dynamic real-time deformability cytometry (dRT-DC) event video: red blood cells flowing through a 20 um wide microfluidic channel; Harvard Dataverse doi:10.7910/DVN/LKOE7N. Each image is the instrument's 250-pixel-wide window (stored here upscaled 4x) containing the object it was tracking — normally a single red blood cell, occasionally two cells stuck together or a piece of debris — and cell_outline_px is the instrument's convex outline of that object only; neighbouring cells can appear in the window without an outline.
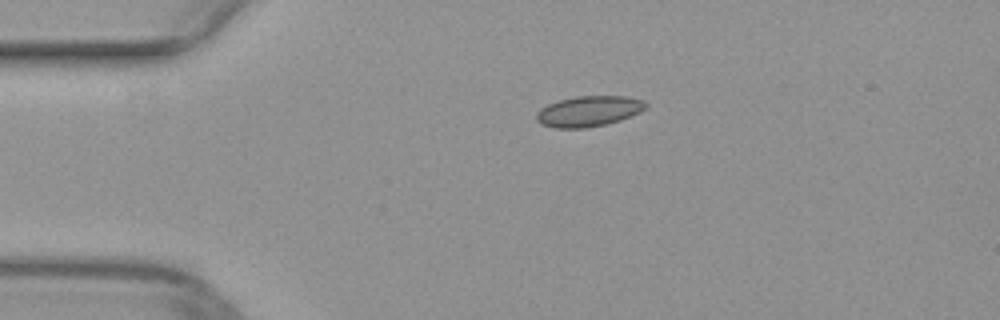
{"species": "common noctule bat (a hibernating species)", "species_latin": "Nyctalus noctula", "temperature_condition": "warm", "stored_images_in_passage": 41, "camera_frame_rate_fps": 3000, "um_per_image_px": 0.085, "animal": {"sex": "female", "body_mass_g": 29.2, "forearm_length_mm": 56.3}, "frame": {"image": 1, "passage_image": 1, "time_ms": 0.0, "image_size_px": [1000, 320], "cell_outline_px": [[648, 104], [640, 112], [620, 120], [604, 124], [584, 128], [556, 128], [540, 124], [536, 120], [536, 112], [540, 108], [548, 104], [560, 100], [576, 96], [628, 96], [644, 100]], "centroid_in_image_um": [50.02, 9.45], "position_along_channel_um": 35.0, "area_um2": 19.48}}
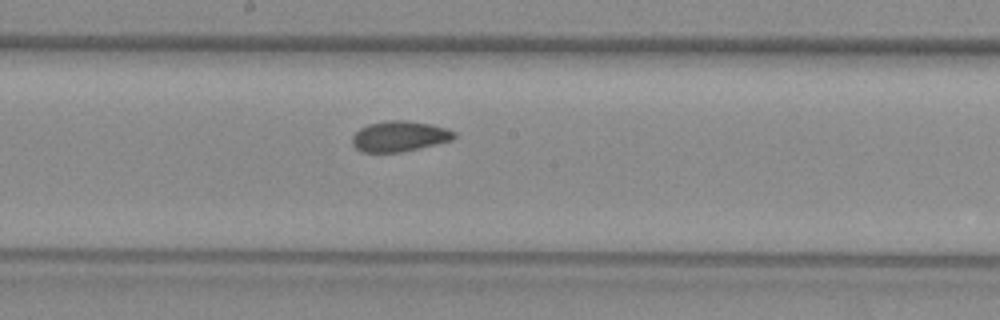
{"frame": {"image": 2, "passage_image": 17, "time_ms": 5.333, "image_size_px": [1000, 320], "cell_outline_px": [[456, 136], [452, 140], [400, 152], [360, 152], [352, 144], [352, 136], [360, 128], [368, 124], [388, 120], [408, 120], [432, 124], [456, 132]], "centroid_in_image_um": [33.93, 11.57], "position_along_channel_um": 214.3, "area_um2": 18.09}}
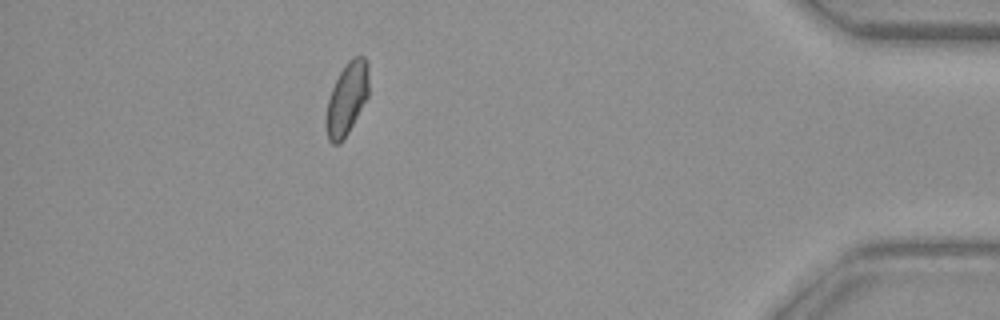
{"frame": {"image": 3, "passage_image": 35, "time_ms": 11.333, "image_size_px": [1000, 320], "cell_outline_px": [[368, 96], [348, 132], [340, 144], [332, 144], [328, 140], [328, 100], [332, 88], [344, 64], [352, 56], [364, 56], [368, 60]], "centroid_in_image_um": [29.52, 8.32], "position_along_channel_um": 405.7, "area_um2": 17.57}}